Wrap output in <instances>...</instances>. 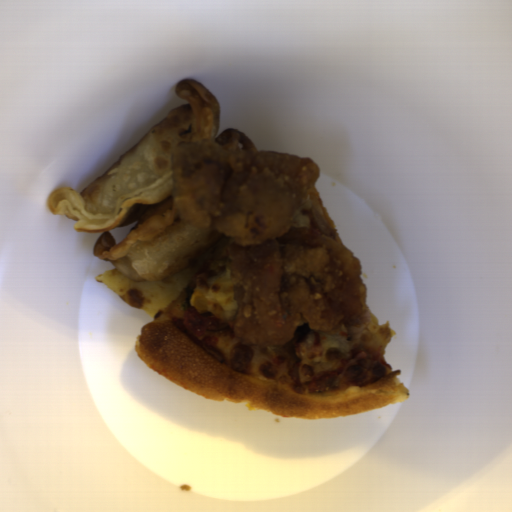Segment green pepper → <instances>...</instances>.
Returning <instances> with one entry per match:
<instances>
[{
    "mask_svg": "<svg viewBox=\"0 0 512 512\" xmlns=\"http://www.w3.org/2000/svg\"><path fill=\"white\" fill-rule=\"evenodd\" d=\"M194 292H195V290L192 286H186L185 296L181 302V308H182L183 312H185L189 308H192L191 300H192V296H193Z\"/></svg>",
    "mask_w": 512,
    "mask_h": 512,
    "instance_id": "green-pepper-1",
    "label": "green pepper"
}]
</instances>
